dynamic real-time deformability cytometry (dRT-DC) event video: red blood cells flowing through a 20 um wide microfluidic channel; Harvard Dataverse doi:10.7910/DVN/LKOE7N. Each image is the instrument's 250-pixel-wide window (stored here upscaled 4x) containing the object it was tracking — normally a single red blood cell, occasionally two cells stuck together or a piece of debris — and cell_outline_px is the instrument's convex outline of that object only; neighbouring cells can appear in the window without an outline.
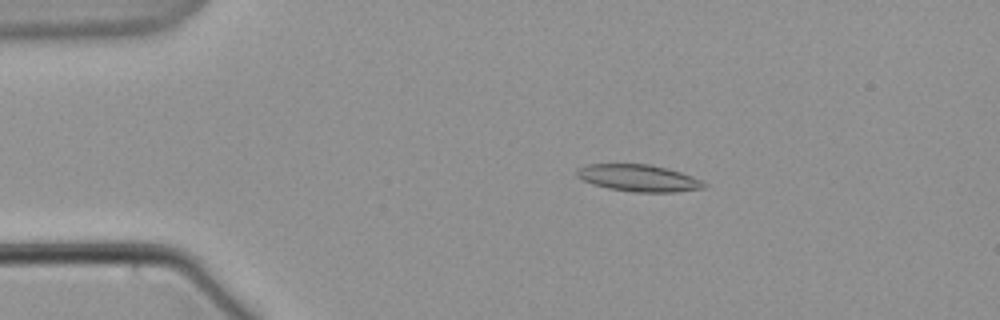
{"species": "common noctule bat (a hibernating species)", "species_latin": "Nyctalus noctula", "temperature_condition": "warm", "stored_images_in_passage": 62, "camera_frame_rate_fps": 3000, "um_per_image_px": 0.085, "animal": {"sex": "male", "body_mass_g": 21.5, "forearm_length_mm": 52.0}, "frame": {"image": 1, "passage_image": 13, "time_ms": 4.0, "image_size_px": [1000, 320], "cell_outline_px": [[708, 184], [704, 188], [676, 192], [632, 192], [608, 188], [592, 184], [576, 176], [576, 172], [580, 168], [588, 164], [648, 164], [668, 168], [692, 176]], "centroid_in_image_um": [54.3, 15.14], "position_along_channel_um": 30.7, "area_um2": 19.88}}
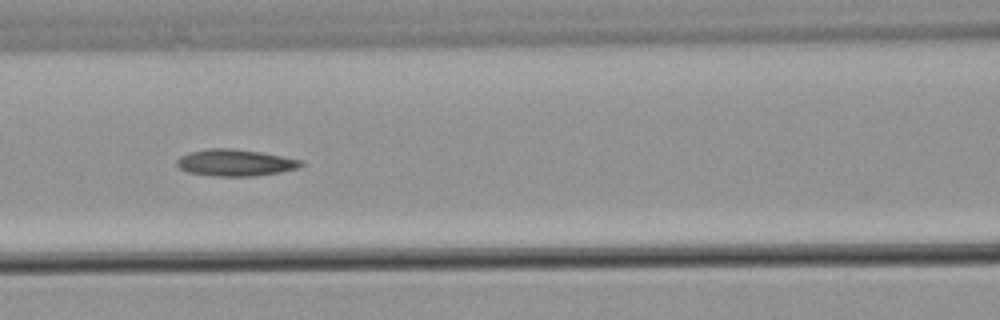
{"frame": {"image": 2, "passage_image": 28, "time_ms": 9.0, "image_size_px": [1000, 320], "cell_outline_px": [[304, 164], [296, 168], [280, 172], [256, 176], [216, 176], [188, 172], [180, 168], [176, 164], [176, 160], [180, 156], [188, 152], [208, 148], [232, 148], [260, 152], [304, 160]], "centroid_in_image_um": [19.98, 13.82], "position_along_channel_um": 146.6, "area_um2": 19.36}}
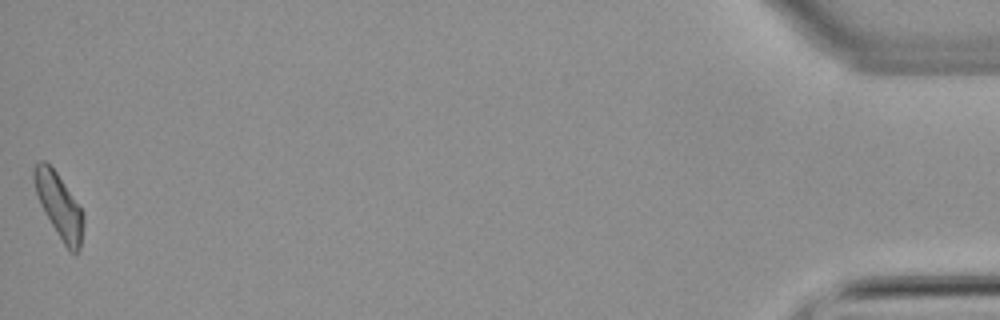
{"frame": {"image": 3, "passage_image": 62, "time_ms": 20.333, "image_size_px": [1000, 320], "cell_outline_px": [[84, 224], [80, 248], [76, 256], [64, 244], [44, 212], [40, 204], [36, 192], [32, 176], [32, 168], [40, 160], [44, 160], [56, 172], [80, 208], [84, 216]], "centroid_in_image_um": [5.01, 17.49], "position_along_channel_um": 430.2, "area_um2": 18.21}}